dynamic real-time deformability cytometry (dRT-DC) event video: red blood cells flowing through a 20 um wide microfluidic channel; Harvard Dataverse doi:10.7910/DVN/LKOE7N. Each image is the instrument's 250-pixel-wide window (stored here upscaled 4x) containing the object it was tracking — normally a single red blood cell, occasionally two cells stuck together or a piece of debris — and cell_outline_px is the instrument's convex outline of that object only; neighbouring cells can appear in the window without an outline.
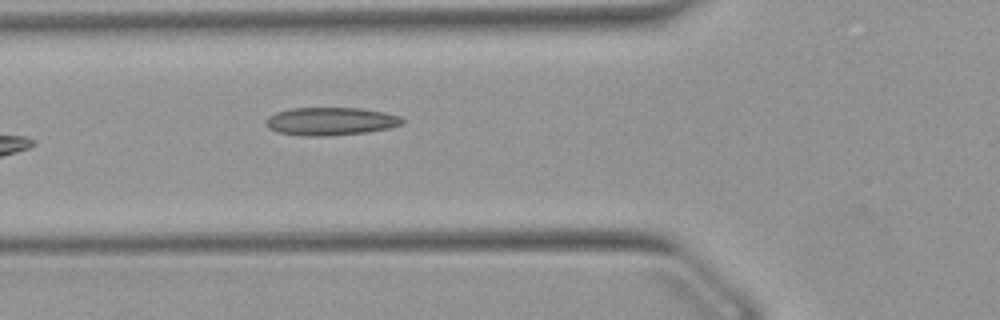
{"species": "Egyptian fruit bat (a non-hibernating species)", "species_latin": "Rousettus aegyptiacus", "temperature_condition": "warm", "stored_images_in_passage": 5, "camera_frame_rate_fps": 3000, "um_per_image_px": 0.085, "animal": {"sex": "female"}, "frame": {"image": 1, "passage_image": 5, "time_ms": 1.333, "image_size_px": [1000, 320], "cell_outline_px": [[404, 124], [388, 128], [368, 132], [328, 136], [300, 136], [276, 132], [268, 128], [264, 120], [268, 116], [276, 112], [292, 108], [360, 108], [384, 112], [400, 116], [404, 120]], "centroid_in_image_um": [28.08, 10.32], "position_along_channel_um": 97.7, "area_um2": 22.48}}